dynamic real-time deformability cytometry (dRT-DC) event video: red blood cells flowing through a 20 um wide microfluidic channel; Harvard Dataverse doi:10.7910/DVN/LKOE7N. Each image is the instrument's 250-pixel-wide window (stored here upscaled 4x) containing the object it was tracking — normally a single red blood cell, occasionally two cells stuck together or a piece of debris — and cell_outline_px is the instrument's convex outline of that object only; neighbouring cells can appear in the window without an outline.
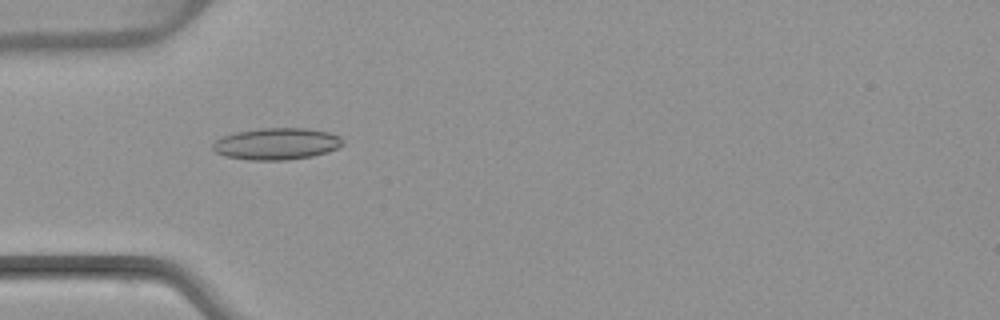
{"species": "common noctule bat (a hibernating species)", "species_latin": "Nyctalus noctula", "temperature_condition": "warm", "stored_images_in_passage": 3, "camera_frame_rate_fps": 3000, "um_per_image_px": 0.085, "animal": {"sex": "female", "body_mass_g": 22.7, "forearm_length_mm": 54.2}, "frame": {"image": 1, "passage_image": 1, "time_ms": 0.0, "image_size_px": [1000, 320], "cell_outline_px": [[344, 144], [328, 152], [312, 156], [288, 160], [252, 160], [224, 156], [216, 152], [212, 148], [212, 144], [220, 136], [236, 132], [260, 128], [308, 128], [328, 132], [340, 136], [344, 140]], "centroid_in_image_um": [23.51, 12.22], "position_along_channel_um": 61.5, "area_um2": 24.22}}
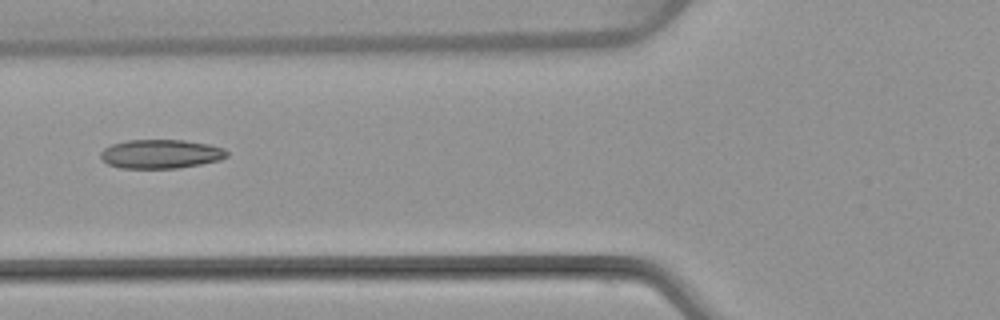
{"frame": {"image": 2, "passage_image": 2, "time_ms": 1.333, "image_size_px": [1000, 320], "cell_outline_px": [[228, 156], [220, 160], [180, 168], [120, 168], [108, 164], [100, 160], [100, 152], [104, 148], [112, 144], [128, 140], [184, 140], [208, 144], [224, 148], [228, 152]], "centroid_in_image_um": [13.65, 13.09], "position_along_channel_um": 112.1, "area_um2": 21.44}}
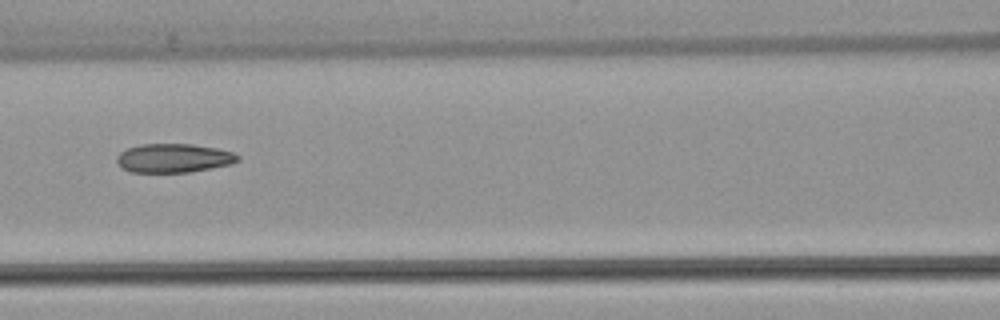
{"frame": {"image": 3, "passage_image": 3, "time_ms": 2.333, "image_size_px": [1000, 320], "cell_outline_px": [[240, 160], [232, 164], [212, 168], [188, 172], [132, 172], [124, 168], [116, 160], [116, 156], [120, 152], [128, 148], [140, 144], [192, 144], [216, 148], [232, 152], [240, 156]], "centroid_in_image_um": [14.79, 13.43], "position_along_channel_um": 151.8, "area_um2": 20.29}}